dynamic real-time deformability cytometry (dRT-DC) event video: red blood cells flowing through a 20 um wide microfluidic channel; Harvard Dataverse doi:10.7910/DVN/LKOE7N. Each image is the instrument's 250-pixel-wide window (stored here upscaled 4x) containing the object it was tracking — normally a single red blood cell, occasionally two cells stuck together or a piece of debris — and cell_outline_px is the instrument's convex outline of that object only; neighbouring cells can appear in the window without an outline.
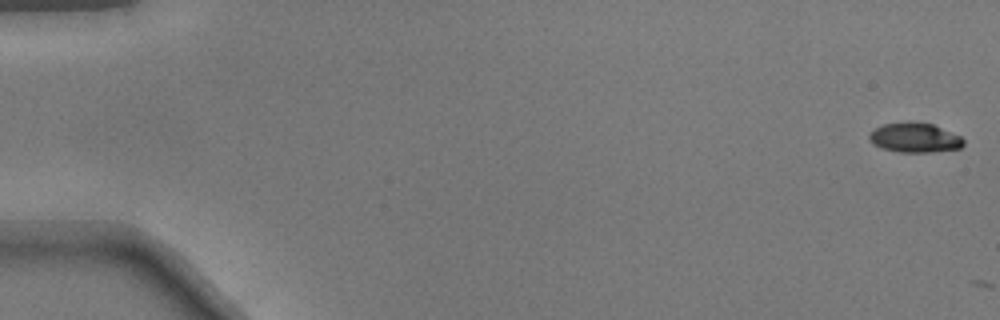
{"species": "common noctule bat (a hibernating species)", "species_latin": "Nyctalus noctula", "temperature_condition": "warm", "stored_images_in_passage": 2, "camera_frame_rate_fps": 3000, "um_per_image_px": 0.085, "animal": {"sex": "male", "body_mass_g": 17.9}, "frame": {"image": 1, "passage_image": 1, "time_ms": 0.0, "image_size_px": [1000, 320], "cell_outline_px": [[964, 144], [960, 148], [932, 152], [900, 152], [880, 148], [872, 144], [868, 136], [876, 128], [884, 124], [912, 120], [932, 124], [960, 136], [964, 140]], "centroid_in_image_um": [77.74, 11.69], "position_along_channel_um": 7.3, "area_um2": 16.36}}